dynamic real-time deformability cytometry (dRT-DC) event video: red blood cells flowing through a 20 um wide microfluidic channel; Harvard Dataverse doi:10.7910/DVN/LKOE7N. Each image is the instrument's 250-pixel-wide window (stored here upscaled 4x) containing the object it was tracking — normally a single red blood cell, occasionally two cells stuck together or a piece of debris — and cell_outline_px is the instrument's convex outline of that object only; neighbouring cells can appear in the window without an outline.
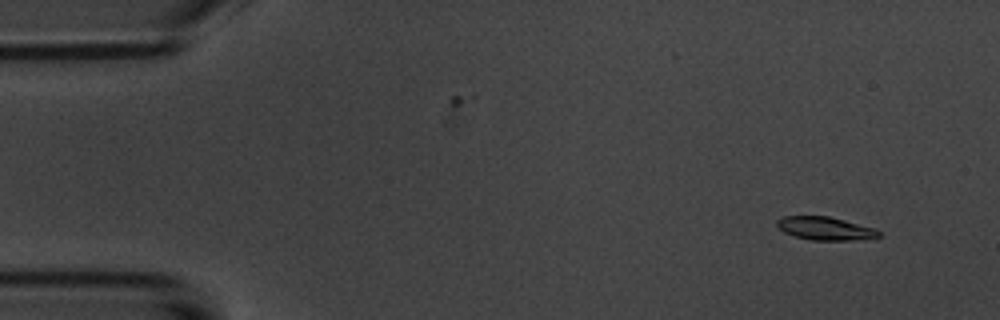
{"species": "common noctule bat (a hibernating species)", "species_latin": "Nyctalus noctula", "temperature_condition": "room temperature", "stored_images_in_passage": 15, "camera_frame_rate_fps": 3000, "um_per_image_px": 0.085, "animal": {"sex": "male", "body_mass_g": 20.1, "forearm_length_mm": 53.5}, "frame": {"image": 1, "passage_image": 1, "time_ms": 0.0, "image_size_px": [1000, 320], "cell_outline_px": [[880, 236], [852, 240], [812, 240], [796, 236], [784, 232], [776, 224], [776, 220], [784, 216], [828, 216], [844, 220], [872, 228], [880, 232]], "centroid_in_image_um": [70.09, 19.41], "position_along_channel_um": 14.9, "area_um2": 13.41}}
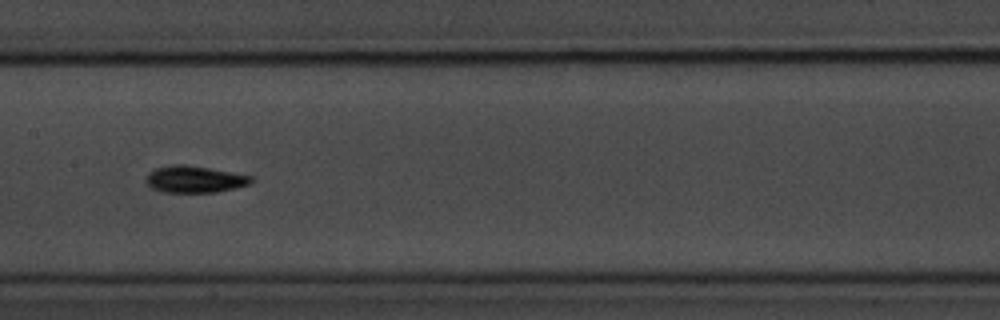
{"frame": {"image": 2, "passage_image": 7, "time_ms": 7.667, "image_size_px": [1000, 320], "cell_outline_px": [[252, 180], [248, 184], [216, 192], [164, 192], [152, 188], [144, 180], [148, 172], [156, 168], [172, 164], [184, 164], [208, 168], [252, 176]], "centroid_in_image_um": [16.47, 15.23], "position_along_channel_um": 190.9, "area_um2": 16.18}, "authors_computed_cell_mechanics": {"area_um2": 14.9124, "velocity_mm_per_s": 3.6227, "shape_relaxation_time_tau1_ms": 2.2842, "shape_relaxation_time_tau2_ms": null, "deformation_change_tau1": 0.0936, "deformation_change_tau2": null}}